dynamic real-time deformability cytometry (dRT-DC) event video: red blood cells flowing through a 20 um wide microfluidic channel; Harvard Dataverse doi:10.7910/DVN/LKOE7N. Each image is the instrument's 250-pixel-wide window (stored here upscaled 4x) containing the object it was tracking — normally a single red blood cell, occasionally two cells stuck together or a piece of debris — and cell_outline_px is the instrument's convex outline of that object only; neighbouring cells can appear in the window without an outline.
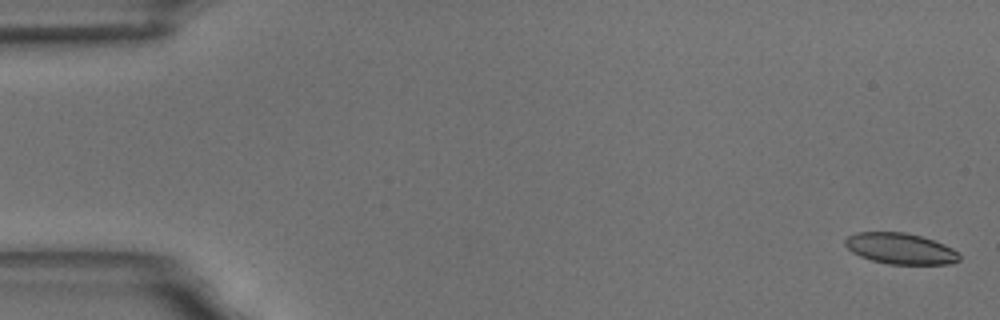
{"species": "common noctule bat (a hibernating species)", "species_latin": "Nyctalus noctula", "temperature_condition": "room temperature", "stored_images_in_passage": 5, "camera_frame_rate_fps": 3000, "um_per_image_px": 0.085, "animal": {"sex": "male", "body_mass_g": 18.8}, "frame": {"image": 1, "passage_image": 1, "time_ms": 0.0, "image_size_px": [1000, 320], "cell_outline_px": [[960, 260], [952, 264], [888, 264], [872, 260], [860, 256], [852, 252], [844, 244], [844, 240], [848, 236], [856, 232], [904, 232], [920, 236], [944, 244], [952, 248], [960, 256]], "centroid_in_image_um": [76.52, 21.13], "position_along_channel_um": 8.5, "area_um2": 20.58}}
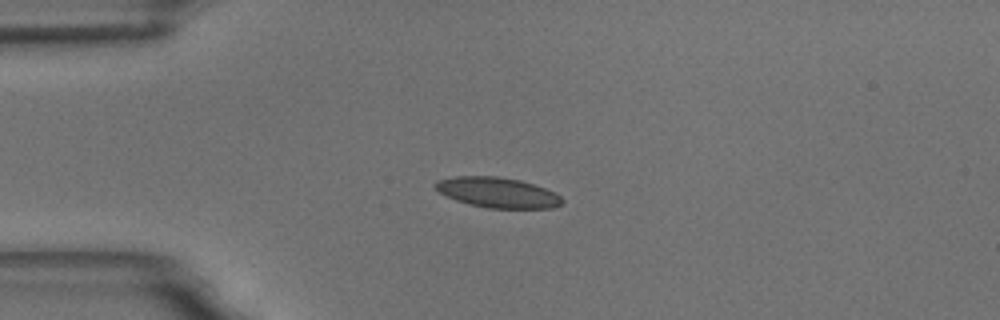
{"frame": {"image": 2, "passage_image": 4, "time_ms": 4.333, "image_size_px": [1000, 320], "cell_outline_px": [[564, 204], [556, 208], [488, 208], [468, 204], [456, 200], [432, 188], [432, 184], [436, 180], [456, 176], [496, 176], [520, 180], [544, 188], [560, 196], [564, 200]], "centroid_in_image_um": [42.27, 16.37], "position_along_channel_um": 42.7, "area_um2": 22.48}}